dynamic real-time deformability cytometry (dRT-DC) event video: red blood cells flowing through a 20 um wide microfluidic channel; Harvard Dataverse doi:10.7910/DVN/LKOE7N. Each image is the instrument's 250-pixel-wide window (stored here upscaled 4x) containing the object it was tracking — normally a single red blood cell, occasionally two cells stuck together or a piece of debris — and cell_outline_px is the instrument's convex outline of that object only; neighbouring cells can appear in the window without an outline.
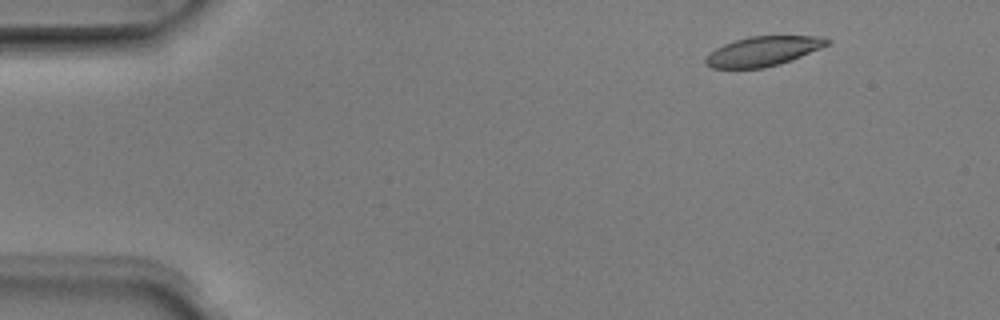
{"species": "Egyptian fruit bat (a non-hibernating species)", "species_latin": "Rousettus aegyptiacus", "temperature_condition": "room temperature", "stored_images_in_passage": 6, "camera_frame_rate_fps": 3000, "um_per_image_px": 0.085, "animal": {"sex": "male"}, "frame": {"image": 1, "passage_image": 1, "time_ms": 0.0, "image_size_px": [1000, 320], "cell_outline_px": [[832, 40], [828, 44], [820, 48], [780, 64], [764, 68], [712, 68], [704, 60], [716, 48], [724, 44], [748, 36], [824, 36]], "centroid_in_image_um": [64.89, 4.34], "position_along_channel_um": 20.1, "area_um2": 20.69}}
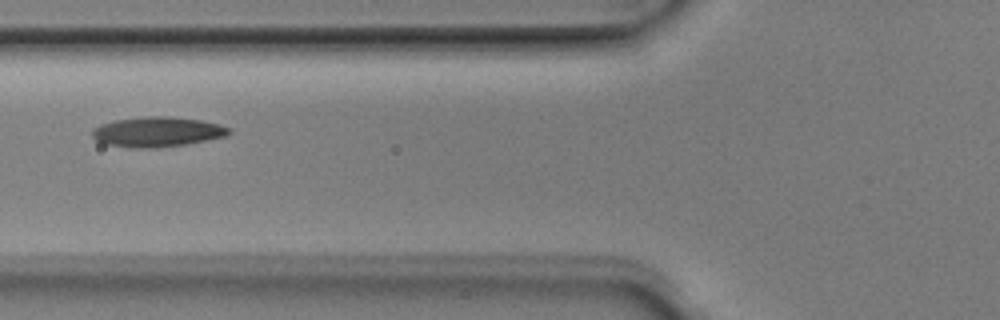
{"frame": {"image": 2, "passage_image": 5, "time_ms": 1.333, "image_size_px": [1000, 320], "cell_outline_px": [[232, 132], [224, 136], [188, 144], [152, 148], [132, 148], [104, 144], [96, 140], [92, 136], [92, 128], [100, 124], [116, 120], [144, 116], [168, 116], [200, 120], [220, 124], [232, 128]], "centroid_in_image_um": [13.35, 11.21], "position_along_channel_um": 112.4, "area_um2": 24.04}}
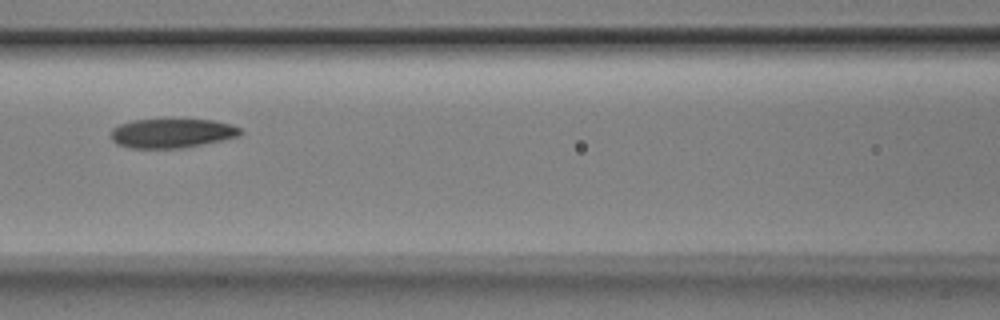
{"frame": {"image": 3, "passage_image": 6, "time_ms": 1.667, "image_size_px": [1000, 320], "cell_outline_px": [[244, 132], [240, 136], [204, 144], [180, 148], [132, 148], [116, 144], [112, 140], [112, 128], [120, 124], [132, 120], [212, 120], [232, 124], [240, 128]], "centroid_in_image_um": [14.64, 11.33], "position_along_channel_um": 152.0, "area_um2": 22.02}}